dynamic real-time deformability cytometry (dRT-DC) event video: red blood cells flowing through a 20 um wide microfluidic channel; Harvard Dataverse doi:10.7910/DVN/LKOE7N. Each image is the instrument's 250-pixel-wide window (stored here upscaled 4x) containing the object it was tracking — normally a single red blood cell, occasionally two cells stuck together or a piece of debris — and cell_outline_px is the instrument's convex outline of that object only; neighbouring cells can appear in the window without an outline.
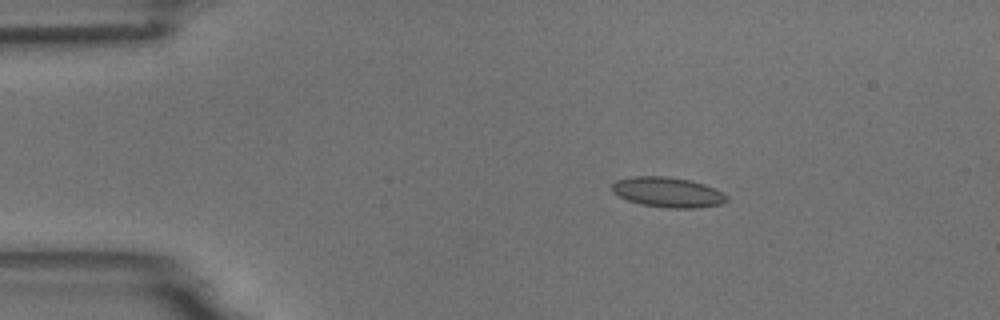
{"species": "common noctule bat (a hibernating species)", "species_latin": "Nyctalus noctula", "temperature_condition": "room temperature", "stored_images_in_passage": 8, "camera_frame_rate_fps": 3000, "um_per_image_px": 0.085, "animal": {"sex": "male", "body_mass_g": 18.8}, "frame": {"image": 1, "passage_image": 2, "time_ms": 1.667, "image_size_px": [1000, 320], "cell_outline_px": [[728, 200], [720, 204], [696, 208], [668, 208], [640, 204], [628, 200], [612, 192], [612, 184], [616, 180], [632, 176], [668, 176], [688, 180], [704, 184], [716, 188], [724, 192], [728, 196]], "centroid_in_image_um": [56.78, 16.33], "position_along_channel_um": 28.2, "area_um2": 20.23}}
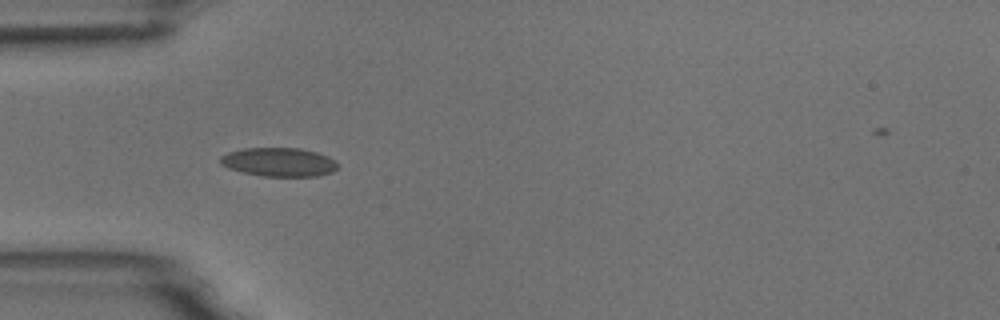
{"frame": {"image": 2, "passage_image": 4, "time_ms": 4.0, "image_size_px": [1000, 320], "cell_outline_px": [[336, 168], [332, 172], [316, 176], [264, 176], [244, 172], [228, 168], [220, 164], [220, 156], [228, 152], [244, 148], [300, 148], [316, 152], [328, 156], [336, 160]], "centroid_in_image_um": [23.7, 13.77], "position_along_channel_um": 61.3, "area_um2": 19.59}}